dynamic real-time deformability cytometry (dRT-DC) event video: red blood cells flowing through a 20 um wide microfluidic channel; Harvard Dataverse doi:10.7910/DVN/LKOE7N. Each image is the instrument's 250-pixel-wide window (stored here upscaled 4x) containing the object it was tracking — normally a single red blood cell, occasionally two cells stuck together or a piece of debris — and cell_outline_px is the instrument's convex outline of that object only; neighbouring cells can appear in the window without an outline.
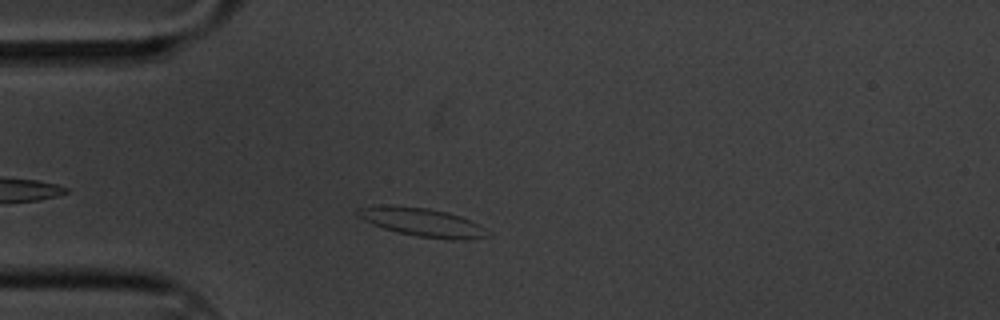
{"species": "common noctule bat (a hibernating species)", "species_latin": "Nyctalus noctula", "temperature_condition": "cold", "stored_images_in_passage": 48, "camera_frame_rate_fps": 3000, "um_per_image_px": 0.085, "animal": {"sex": "male", "body_mass_g": 20.1, "forearm_length_mm": 53.5}, "frame": {"image": 1, "passage_image": 8, "time_ms": 2.333, "image_size_px": [1000, 320], "cell_outline_px": [[488, 236], [464, 240], [452, 240], [416, 236], [396, 232], [372, 224], [356, 216], [352, 212], [356, 208], [388, 204], [392, 204], [428, 208], [448, 212], [472, 220], [480, 224], [484, 228]], "centroid_in_image_um": [35.82, 18.87], "position_along_channel_um": 49.2, "area_um2": 21.91}}
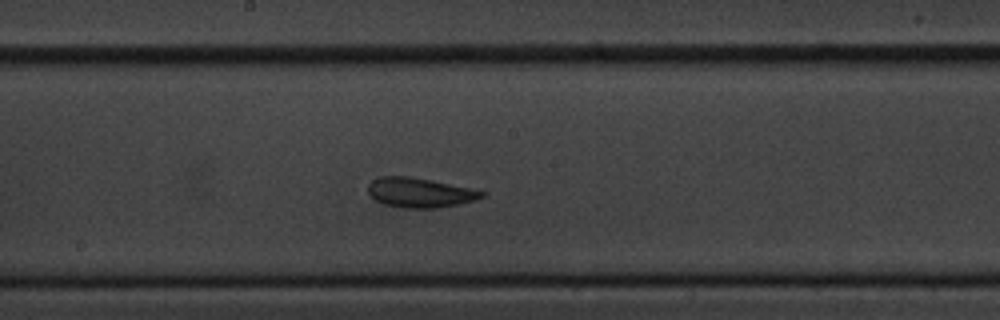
{"frame": {"image": 2, "passage_image": 24, "time_ms": 7.667, "image_size_px": [1000, 320], "cell_outline_px": [[488, 192], [484, 196], [460, 204], [436, 208], [400, 208], [384, 204], [376, 200], [368, 192], [368, 184], [372, 180], [380, 176], [408, 176], [472, 188]], "centroid_in_image_um": [35.68, 16.37], "position_along_channel_um": 212.5, "area_um2": 19.65}}
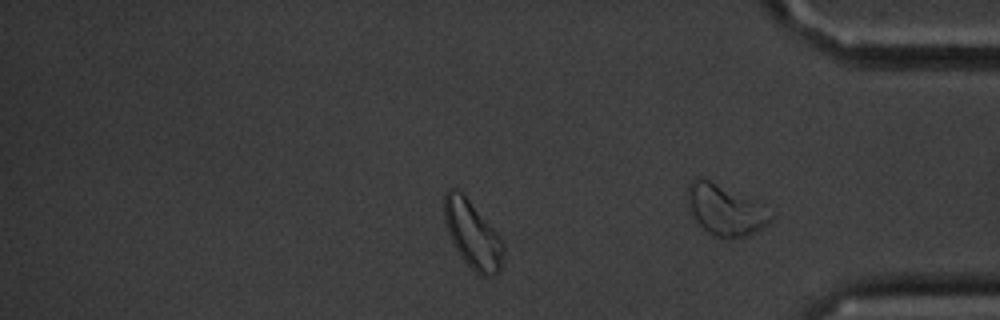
{"frame": {"image": 3, "passage_image": 39, "time_ms": 12.667, "image_size_px": [1000, 320], "cell_outline_px": [[504, 252], [500, 272], [496, 276], [480, 276], [460, 256], [452, 244], [444, 220], [444, 192], [448, 188], [456, 188], [468, 200], [500, 236], [504, 244]], "centroid_in_image_um": [40.16, 19.97], "position_along_channel_um": 395.0, "area_um2": 23.18}, "authors_computed_cell_mechanics": {"area_um2": 19.9988, "velocity_mm_per_s": 3.2845, "shape_relaxation_time_tau1_ms": 4.1616, "shape_relaxation_time_tau2_ms": 1.6251, "deformation_change_tau1": 0.0931, "deformation_change_tau2": 0.0789}}